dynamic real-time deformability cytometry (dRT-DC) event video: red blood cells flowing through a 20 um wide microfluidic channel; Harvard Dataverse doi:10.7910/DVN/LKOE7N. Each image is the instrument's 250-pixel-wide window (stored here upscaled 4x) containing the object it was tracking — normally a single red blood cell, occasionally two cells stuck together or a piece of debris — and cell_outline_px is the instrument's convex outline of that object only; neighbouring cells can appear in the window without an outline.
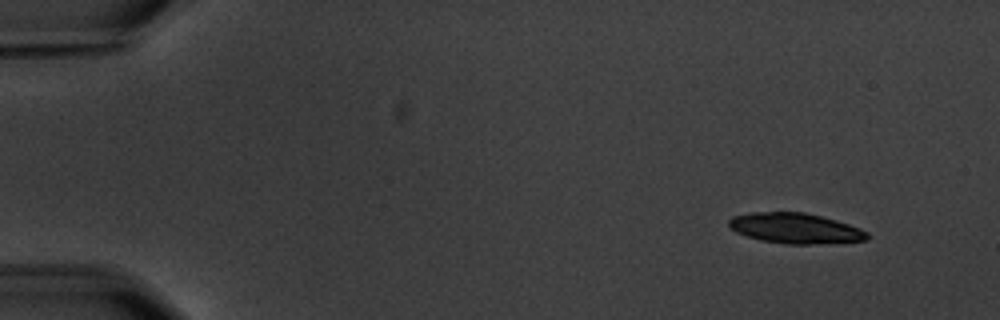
{"species": "common noctule bat (a hibernating species)", "species_latin": "Nyctalus noctula", "temperature_condition": "warm", "stored_images_in_passage": 9, "camera_frame_rate_fps": 3000, "um_per_image_px": 0.085, "animal": {"sex": "male", "body_mass_g": 20.1, "forearm_length_mm": 53.5}, "frame": {"image": 1, "passage_image": 1, "time_ms": 0.0, "image_size_px": [1000, 320], "cell_outline_px": [[872, 236], [868, 240], [812, 244], [788, 244], [760, 240], [736, 232], [728, 224], [728, 220], [732, 216], [752, 212], [804, 212], [836, 220], [860, 228], [868, 232]], "centroid_in_image_um": [67.62, 19.4], "position_along_channel_um": 17.4, "area_um2": 24.45}}
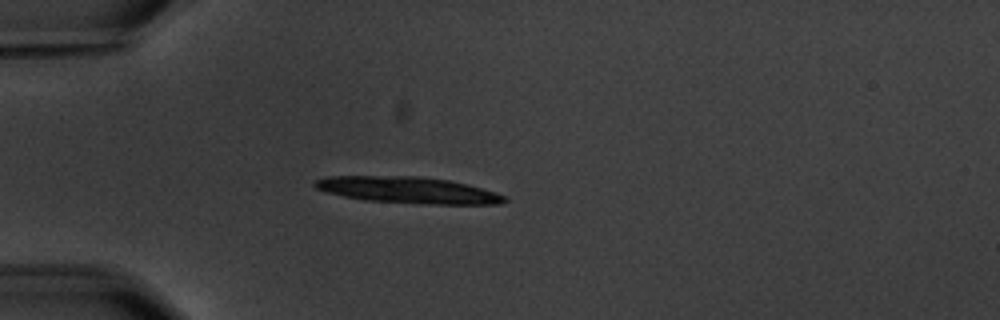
{"frame": {"image": 2, "passage_image": 4, "time_ms": 3.667, "image_size_px": [1000, 320], "cell_outline_px": [[508, 200], [500, 204], [420, 204], [364, 200], [344, 196], [328, 192], [316, 188], [312, 184], [312, 180], [324, 176], [420, 176], [448, 180], [468, 184], [496, 192], [504, 196]], "centroid_in_image_um": [34.66, 16.15], "position_along_channel_um": 50.3, "area_um2": 29.42}}
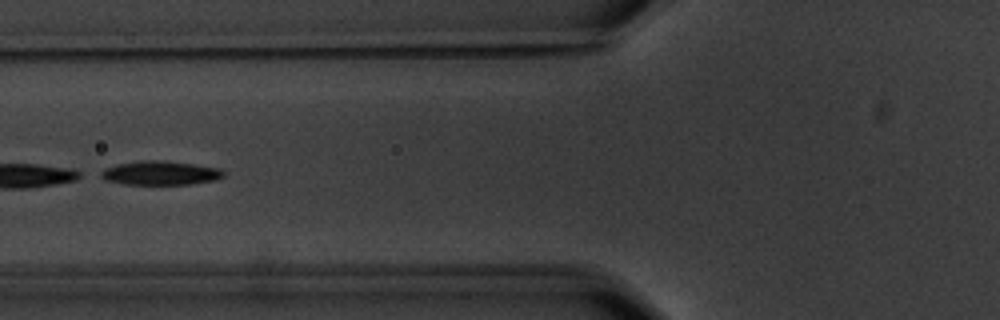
{"frame": {"image": 3, "passage_image": 6, "time_ms": 6.0, "image_size_px": [1000, 320], "cell_outline_px": [[224, 176], [216, 180], [192, 184], [124, 184], [104, 180], [96, 176], [96, 172], [104, 168], [120, 164], [148, 160], [152, 160], [192, 164], [220, 168], [224, 172]], "centroid_in_image_um": [13.56, 14.72], "position_along_channel_um": 112.2, "area_um2": 17.11}}